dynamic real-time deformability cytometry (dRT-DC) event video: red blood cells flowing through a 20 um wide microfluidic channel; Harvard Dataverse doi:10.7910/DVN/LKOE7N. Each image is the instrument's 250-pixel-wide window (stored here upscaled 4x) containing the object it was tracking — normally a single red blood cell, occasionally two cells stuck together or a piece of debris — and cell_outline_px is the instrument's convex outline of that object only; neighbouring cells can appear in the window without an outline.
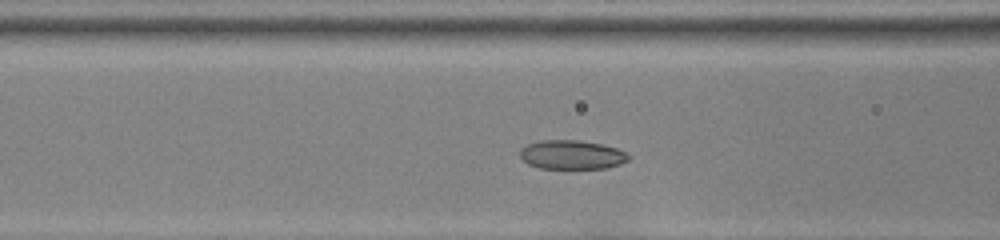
{"species": "common noctule bat (a hibernating species)", "species_latin": "Nyctalus noctula", "temperature_condition": "room temperature", "stored_images_in_passage": 41, "camera_frame_rate_fps": 3000, "um_per_image_px": 0.085, "animal": {"sex": "female", "body_mass_g": 22.0, "forearm_length_mm": 56.7}, "frame": {"image": 1, "passage_image": 11, "time_ms": 3.333, "image_size_px": [1000, 240], "cell_outline_px": [[632, 156], [628, 160], [620, 164], [608, 168], [540, 168], [528, 164], [520, 156], [520, 148], [528, 144], [540, 140], [580, 140], [600, 144], [616, 148], [628, 152]], "centroid_in_image_um": [48.63, 13.15], "position_along_channel_um": 118.0, "area_um2": 18.44}}
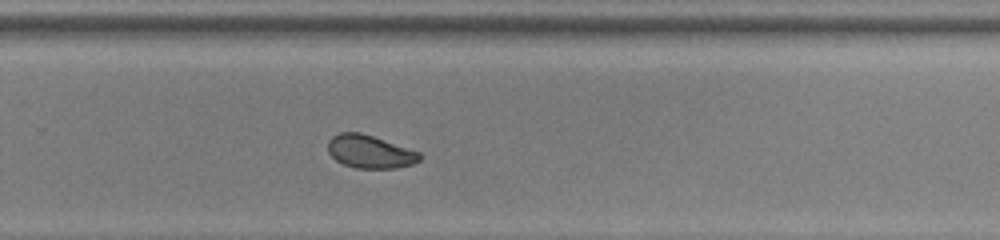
{"frame": {"image": 2, "passage_image": 25, "time_ms": 8.0, "image_size_px": [1000, 240], "cell_outline_px": [[420, 160], [412, 164], [396, 168], [356, 168], [344, 164], [336, 160], [328, 152], [328, 140], [332, 136], [340, 132], [360, 132], [420, 152]], "centroid_in_image_um": [31.42, 12.89], "position_along_channel_um": 298.4, "area_um2": 17.51}}
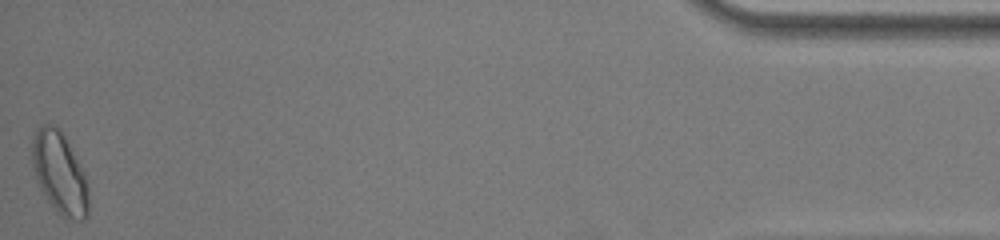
{"frame": {"image": 3, "passage_image": 41, "time_ms": 13.333, "image_size_px": [1000, 240], "cell_outline_px": [[88, 216], [84, 220], [68, 220], [60, 216], [56, 212], [40, 188], [32, 164], [32, 140], [36, 128], [44, 124], [56, 124], [64, 136], [84, 172], [88, 184]], "centroid_in_image_um": [5.07, 14.73], "position_along_channel_um": 430.1, "area_um2": 26.99}, "authors_computed_cell_mechanics": {"area_um2": 18.6116, "velocity_mm_per_s": 3.8769, "shape_relaxation_time_tau1_ms": 10.7638, "shape_relaxation_time_tau2_ms": 1.2436, "deformation_change_tau1": 0.1884, "deformation_change_tau2": 0.048}}